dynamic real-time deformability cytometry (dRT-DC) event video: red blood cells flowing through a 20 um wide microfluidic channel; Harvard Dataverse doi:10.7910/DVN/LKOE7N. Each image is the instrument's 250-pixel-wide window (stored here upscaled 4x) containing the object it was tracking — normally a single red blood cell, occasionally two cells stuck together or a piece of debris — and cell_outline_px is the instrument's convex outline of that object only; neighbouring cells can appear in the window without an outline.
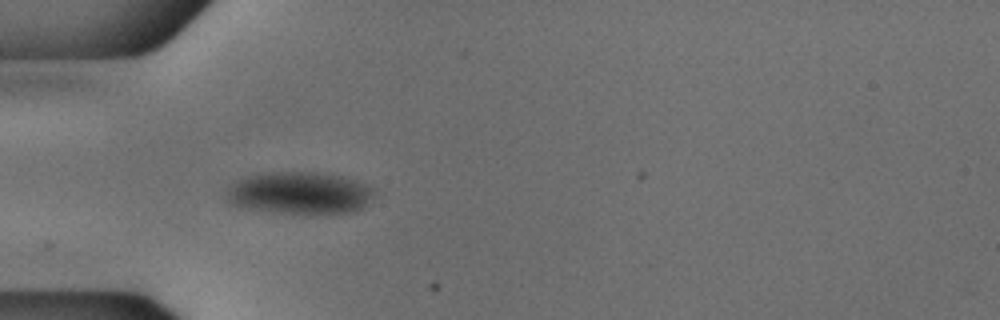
{"species": "common noctule bat (a hibernating species)", "species_latin": "Nyctalus noctula", "temperature_condition": "cold", "stored_images_in_passage": 37, "camera_frame_rate_fps": 3000, "um_per_image_px": 0.085, "animal": {"sex": "male", "body_mass_g": 18.8}, "frame": {"image": 1, "passage_image": 4, "time_ms": 1.0, "image_size_px": [1000, 320], "cell_outline_px": [[376, 192], [364, 208], [356, 212], [312, 216], [272, 212], [244, 208], [228, 204], [228, 188], [236, 180], [244, 176], [264, 172], [312, 172], [340, 176], [364, 184], [372, 188]], "centroid_in_image_um": [25.47, 16.45], "position_along_channel_um": 59.5, "area_um2": 37.28}}
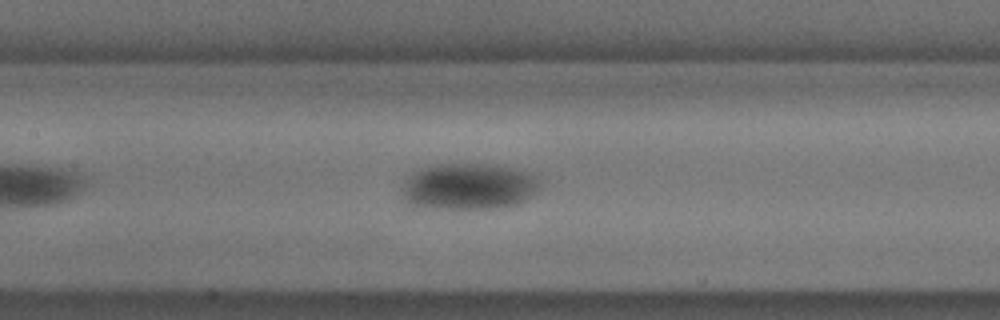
{"frame": {"image": 2, "passage_image": 13, "time_ms": 4.0, "image_size_px": [1000, 320], "cell_outline_px": [[540, 188], [528, 200], [504, 208], [440, 208], [412, 204], [404, 196], [404, 188], [412, 172], [424, 168], [440, 164], [480, 164], [512, 168], [536, 176], [540, 180]], "centroid_in_image_um": [39.94, 15.86], "position_along_channel_um": 167.5, "area_um2": 36.53}}
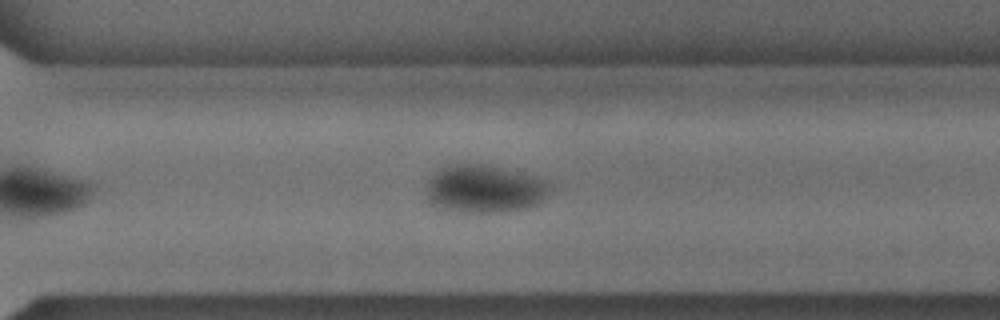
{"frame": {"image": 3, "passage_image": 26, "time_ms": 8.333, "image_size_px": [1000, 320], "cell_outline_px": [[552, 188], [548, 196], [544, 200], [528, 208], [504, 212], [460, 212], [444, 208], [432, 204], [428, 200], [428, 184], [436, 172], [444, 168], [456, 164], [484, 164], [528, 176], [552, 184]], "centroid_in_image_um": [41.22, 16.09], "position_along_channel_um": 329.4, "area_um2": 33.7}}